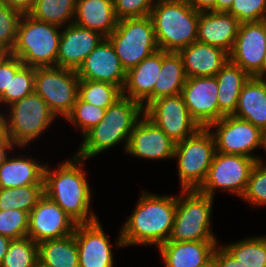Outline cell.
<instances>
[{"label": "cell", "mask_w": 266, "mask_h": 267, "mask_svg": "<svg viewBox=\"0 0 266 267\" xmlns=\"http://www.w3.org/2000/svg\"><path fill=\"white\" fill-rule=\"evenodd\" d=\"M38 261V243L27 236L11 240L0 267H35Z\"/></svg>", "instance_id": "35"}, {"label": "cell", "mask_w": 266, "mask_h": 267, "mask_svg": "<svg viewBox=\"0 0 266 267\" xmlns=\"http://www.w3.org/2000/svg\"><path fill=\"white\" fill-rule=\"evenodd\" d=\"M234 0H216V12H228Z\"/></svg>", "instance_id": "49"}, {"label": "cell", "mask_w": 266, "mask_h": 267, "mask_svg": "<svg viewBox=\"0 0 266 267\" xmlns=\"http://www.w3.org/2000/svg\"><path fill=\"white\" fill-rule=\"evenodd\" d=\"M188 2L199 12L216 11V0H188Z\"/></svg>", "instance_id": "47"}, {"label": "cell", "mask_w": 266, "mask_h": 267, "mask_svg": "<svg viewBox=\"0 0 266 267\" xmlns=\"http://www.w3.org/2000/svg\"><path fill=\"white\" fill-rule=\"evenodd\" d=\"M83 158L73 155L58 168L44 169V194L59 205L76 224L91 223L99 218L91 210L92 189L86 178Z\"/></svg>", "instance_id": "2"}, {"label": "cell", "mask_w": 266, "mask_h": 267, "mask_svg": "<svg viewBox=\"0 0 266 267\" xmlns=\"http://www.w3.org/2000/svg\"><path fill=\"white\" fill-rule=\"evenodd\" d=\"M8 111L4 115L5 132L18 149L43 135L57 118L35 92L10 105Z\"/></svg>", "instance_id": "8"}, {"label": "cell", "mask_w": 266, "mask_h": 267, "mask_svg": "<svg viewBox=\"0 0 266 267\" xmlns=\"http://www.w3.org/2000/svg\"><path fill=\"white\" fill-rule=\"evenodd\" d=\"M246 267H266V236H251L223 246Z\"/></svg>", "instance_id": "33"}, {"label": "cell", "mask_w": 266, "mask_h": 267, "mask_svg": "<svg viewBox=\"0 0 266 267\" xmlns=\"http://www.w3.org/2000/svg\"><path fill=\"white\" fill-rule=\"evenodd\" d=\"M8 55V53L0 51V62Z\"/></svg>", "instance_id": "53"}, {"label": "cell", "mask_w": 266, "mask_h": 267, "mask_svg": "<svg viewBox=\"0 0 266 267\" xmlns=\"http://www.w3.org/2000/svg\"><path fill=\"white\" fill-rule=\"evenodd\" d=\"M38 260L47 267H79L74 233L64 238L39 243Z\"/></svg>", "instance_id": "30"}, {"label": "cell", "mask_w": 266, "mask_h": 267, "mask_svg": "<svg viewBox=\"0 0 266 267\" xmlns=\"http://www.w3.org/2000/svg\"><path fill=\"white\" fill-rule=\"evenodd\" d=\"M29 213L23 210H0V235L10 239L27 237Z\"/></svg>", "instance_id": "39"}, {"label": "cell", "mask_w": 266, "mask_h": 267, "mask_svg": "<svg viewBox=\"0 0 266 267\" xmlns=\"http://www.w3.org/2000/svg\"><path fill=\"white\" fill-rule=\"evenodd\" d=\"M37 158L9 156L0 165V188H15L31 184H44L46 164H39Z\"/></svg>", "instance_id": "26"}, {"label": "cell", "mask_w": 266, "mask_h": 267, "mask_svg": "<svg viewBox=\"0 0 266 267\" xmlns=\"http://www.w3.org/2000/svg\"><path fill=\"white\" fill-rule=\"evenodd\" d=\"M216 152L215 140L207 127L175 144L181 190H198L204 183Z\"/></svg>", "instance_id": "7"}, {"label": "cell", "mask_w": 266, "mask_h": 267, "mask_svg": "<svg viewBox=\"0 0 266 267\" xmlns=\"http://www.w3.org/2000/svg\"><path fill=\"white\" fill-rule=\"evenodd\" d=\"M122 96L119 86L90 80L79 81L78 97L96 107L107 109Z\"/></svg>", "instance_id": "34"}, {"label": "cell", "mask_w": 266, "mask_h": 267, "mask_svg": "<svg viewBox=\"0 0 266 267\" xmlns=\"http://www.w3.org/2000/svg\"><path fill=\"white\" fill-rule=\"evenodd\" d=\"M157 0H114L118 20L150 16Z\"/></svg>", "instance_id": "42"}, {"label": "cell", "mask_w": 266, "mask_h": 267, "mask_svg": "<svg viewBox=\"0 0 266 267\" xmlns=\"http://www.w3.org/2000/svg\"><path fill=\"white\" fill-rule=\"evenodd\" d=\"M219 87V119L233 115L238 105L240 91L250 76L230 60L215 75Z\"/></svg>", "instance_id": "28"}, {"label": "cell", "mask_w": 266, "mask_h": 267, "mask_svg": "<svg viewBox=\"0 0 266 267\" xmlns=\"http://www.w3.org/2000/svg\"><path fill=\"white\" fill-rule=\"evenodd\" d=\"M79 267H114L112 244L99 219L77 224L74 231Z\"/></svg>", "instance_id": "19"}, {"label": "cell", "mask_w": 266, "mask_h": 267, "mask_svg": "<svg viewBox=\"0 0 266 267\" xmlns=\"http://www.w3.org/2000/svg\"><path fill=\"white\" fill-rule=\"evenodd\" d=\"M199 267H216V262L214 259V253H213V256L207 262L200 265Z\"/></svg>", "instance_id": "50"}, {"label": "cell", "mask_w": 266, "mask_h": 267, "mask_svg": "<svg viewBox=\"0 0 266 267\" xmlns=\"http://www.w3.org/2000/svg\"><path fill=\"white\" fill-rule=\"evenodd\" d=\"M218 93L215 76L187 78L181 95L190 116L200 127L219 120Z\"/></svg>", "instance_id": "16"}, {"label": "cell", "mask_w": 266, "mask_h": 267, "mask_svg": "<svg viewBox=\"0 0 266 267\" xmlns=\"http://www.w3.org/2000/svg\"><path fill=\"white\" fill-rule=\"evenodd\" d=\"M240 22L228 12H199L197 41L232 51Z\"/></svg>", "instance_id": "22"}, {"label": "cell", "mask_w": 266, "mask_h": 267, "mask_svg": "<svg viewBox=\"0 0 266 267\" xmlns=\"http://www.w3.org/2000/svg\"><path fill=\"white\" fill-rule=\"evenodd\" d=\"M79 77L75 70L60 67L36 68L34 92L57 117L66 118L78 97Z\"/></svg>", "instance_id": "10"}, {"label": "cell", "mask_w": 266, "mask_h": 267, "mask_svg": "<svg viewBox=\"0 0 266 267\" xmlns=\"http://www.w3.org/2000/svg\"><path fill=\"white\" fill-rule=\"evenodd\" d=\"M24 64L21 60L8 54L0 62V105H7L9 107V83L11 81V76H15L16 72Z\"/></svg>", "instance_id": "43"}, {"label": "cell", "mask_w": 266, "mask_h": 267, "mask_svg": "<svg viewBox=\"0 0 266 267\" xmlns=\"http://www.w3.org/2000/svg\"><path fill=\"white\" fill-rule=\"evenodd\" d=\"M76 226L73 219L44 194L29 213L27 236L39 244L69 236L74 233Z\"/></svg>", "instance_id": "15"}, {"label": "cell", "mask_w": 266, "mask_h": 267, "mask_svg": "<svg viewBox=\"0 0 266 267\" xmlns=\"http://www.w3.org/2000/svg\"><path fill=\"white\" fill-rule=\"evenodd\" d=\"M207 128L212 130L216 152L247 156L258 162L262 161L261 157L253 153L257 148L264 149V133L249 121L227 115Z\"/></svg>", "instance_id": "12"}, {"label": "cell", "mask_w": 266, "mask_h": 267, "mask_svg": "<svg viewBox=\"0 0 266 267\" xmlns=\"http://www.w3.org/2000/svg\"><path fill=\"white\" fill-rule=\"evenodd\" d=\"M105 112L106 109L91 105L77 97L76 103L65 120L71 122L76 129H80V134L83 136L103 120Z\"/></svg>", "instance_id": "36"}, {"label": "cell", "mask_w": 266, "mask_h": 267, "mask_svg": "<svg viewBox=\"0 0 266 267\" xmlns=\"http://www.w3.org/2000/svg\"><path fill=\"white\" fill-rule=\"evenodd\" d=\"M21 17L22 14L19 11L11 9L0 1V51L11 53Z\"/></svg>", "instance_id": "38"}, {"label": "cell", "mask_w": 266, "mask_h": 267, "mask_svg": "<svg viewBox=\"0 0 266 267\" xmlns=\"http://www.w3.org/2000/svg\"><path fill=\"white\" fill-rule=\"evenodd\" d=\"M135 209L117 238V248L155 245L169 240L176 211V196L142 191Z\"/></svg>", "instance_id": "1"}, {"label": "cell", "mask_w": 266, "mask_h": 267, "mask_svg": "<svg viewBox=\"0 0 266 267\" xmlns=\"http://www.w3.org/2000/svg\"><path fill=\"white\" fill-rule=\"evenodd\" d=\"M144 115L175 144L201 128L190 116L181 94L164 96L151 101L144 108Z\"/></svg>", "instance_id": "13"}, {"label": "cell", "mask_w": 266, "mask_h": 267, "mask_svg": "<svg viewBox=\"0 0 266 267\" xmlns=\"http://www.w3.org/2000/svg\"><path fill=\"white\" fill-rule=\"evenodd\" d=\"M186 80L181 56L175 52L162 51V68L154 85L152 101L164 96L181 94Z\"/></svg>", "instance_id": "29"}, {"label": "cell", "mask_w": 266, "mask_h": 267, "mask_svg": "<svg viewBox=\"0 0 266 267\" xmlns=\"http://www.w3.org/2000/svg\"><path fill=\"white\" fill-rule=\"evenodd\" d=\"M74 23L108 38L118 24L114 0H77Z\"/></svg>", "instance_id": "25"}, {"label": "cell", "mask_w": 266, "mask_h": 267, "mask_svg": "<svg viewBox=\"0 0 266 267\" xmlns=\"http://www.w3.org/2000/svg\"><path fill=\"white\" fill-rule=\"evenodd\" d=\"M218 243V241L167 240L158 247V250L165 267H199L213 256Z\"/></svg>", "instance_id": "24"}, {"label": "cell", "mask_w": 266, "mask_h": 267, "mask_svg": "<svg viewBox=\"0 0 266 267\" xmlns=\"http://www.w3.org/2000/svg\"><path fill=\"white\" fill-rule=\"evenodd\" d=\"M35 267H47V266L41 264V263L38 261Z\"/></svg>", "instance_id": "55"}, {"label": "cell", "mask_w": 266, "mask_h": 267, "mask_svg": "<svg viewBox=\"0 0 266 267\" xmlns=\"http://www.w3.org/2000/svg\"><path fill=\"white\" fill-rule=\"evenodd\" d=\"M143 115L140 103L122 96L106 109L103 120L82 136L83 142L74 154L87 160L121 142L126 151L131 132Z\"/></svg>", "instance_id": "3"}, {"label": "cell", "mask_w": 266, "mask_h": 267, "mask_svg": "<svg viewBox=\"0 0 266 267\" xmlns=\"http://www.w3.org/2000/svg\"><path fill=\"white\" fill-rule=\"evenodd\" d=\"M257 162L247 156L215 152L207 177L198 191L215 198V191L221 189L242 197Z\"/></svg>", "instance_id": "11"}, {"label": "cell", "mask_w": 266, "mask_h": 267, "mask_svg": "<svg viewBox=\"0 0 266 267\" xmlns=\"http://www.w3.org/2000/svg\"><path fill=\"white\" fill-rule=\"evenodd\" d=\"M80 80L106 82L123 89L126 71L108 38H104L76 71Z\"/></svg>", "instance_id": "18"}, {"label": "cell", "mask_w": 266, "mask_h": 267, "mask_svg": "<svg viewBox=\"0 0 266 267\" xmlns=\"http://www.w3.org/2000/svg\"><path fill=\"white\" fill-rule=\"evenodd\" d=\"M266 78V53L263 59V65H262V79Z\"/></svg>", "instance_id": "52"}, {"label": "cell", "mask_w": 266, "mask_h": 267, "mask_svg": "<svg viewBox=\"0 0 266 267\" xmlns=\"http://www.w3.org/2000/svg\"><path fill=\"white\" fill-rule=\"evenodd\" d=\"M178 54L181 56L187 78L215 76L229 61L224 49L196 41Z\"/></svg>", "instance_id": "23"}, {"label": "cell", "mask_w": 266, "mask_h": 267, "mask_svg": "<svg viewBox=\"0 0 266 267\" xmlns=\"http://www.w3.org/2000/svg\"><path fill=\"white\" fill-rule=\"evenodd\" d=\"M16 147L15 143L4 132L0 136V165L9 157L8 153Z\"/></svg>", "instance_id": "46"}, {"label": "cell", "mask_w": 266, "mask_h": 267, "mask_svg": "<svg viewBox=\"0 0 266 267\" xmlns=\"http://www.w3.org/2000/svg\"><path fill=\"white\" fill-rule=\"evenodd\" d=\"M241 199L252 207L266 206V162L255 164Z\"/></svg>", "instance_id": "37"}, {"label": "cell", "mask_w": 266, "mask_h": 267, "mask_svg": "<svg viewBox=\"0 0 266 267\" xmlns=\"http://www.w3.org/2000/svg\"><path fill=\"white\" fill-rule=\"evenodd\" d=\"M60 26L22 14L11 55L33 68L56 67Z\"/></svg>", "instance_id": "5"}, {"label": "cell", "mask_w": 266, "mask_h": 267, "mask_svg": "<svg viewBox=\"0 0 266 267\" xmlns=\"http://www.w3.org/2000/svg\"><path fill=\"white\" fill-rule=\"evenodd\" d=\"M266 53V20L241 23L229 60L241 67L250 77L262 79Z\"/></svg>", "instance_id": "14"}, {"label": "cell", "mask_w": 266, "mask_h": 267, "mask_svg": "<svg viewBox=\"0 0 266 267\" xmlns=\"http://www.w3.org/2000/svg\"><path fill=\"white\" fill-rule=\"evenodd\" d=\"M11 9L19 11L21 14H29L34 7L35 0H0Z\"/></svg>", "instance_id": "45"}, {"label": "cell", "mask_w": 266, "mask_h": 267, "mask_svg": "<svg viewBox=\"0 0 266 267\" xmlns=\"http://www.w3.org/2000/svg\"><path fill=\"white\" fill-rule=\"evenodd\" d=\"M170 241H217L211 229L214 198L198 190H180Z\"/></svg>", "instance_id": "6"}, {"label": "cell", "mask_w": 266, "mask_h": 267, "mask_svg": "<svg viewBox=\"0 0 266 267\" xmlns=\"http://www.w3.org/2000/svg\"><path fill=\"white\" fill-rule=\"evenodd\" d=\"M240 23L266 20V0H234L228 11Z\"/></svg>", "instance_id": "41"}, {"label": "cell", "mask_w": 266, "mask_h": 267, "mask_svg": "<svg viewBox=\"0 0 266 267\" xmlns=\"http://www.w3.org/2000/svg\"><path fill=\"white\" fill-rule=\"evenodd\" d=\"M108 39L126 72L159 50L150 16L118 20Z\"/></svg>", "instance_id": "9"}, {"label": "cell", "mask_w": 266, "mask_h": 267, "mask_svg": "<svg viewBox=\"0 0 266 267\" xmlns=\"http://www.w3.org/2000/svg\"><path fill=\"white\" fill-rule=\"evenodd\" d=\"M105 37L75 23L61 29L56 67L77 71L84 59Z\"/></svg>", "instance_id": "20"}, {"label": "cell", "mask_w": 266, "mask_h": 267, "mask_svg": "<svg viewBox=\"0 0 266 267\" xmlns=\"http://www.w3.org/2000/svg\"><path fill=\"white\" fill-rule=\"evenodd\" d=\"M11 240L12 239H10L6 236L0 235V265L3 261V258L5 257V254H6L8 247L11 243Z\"/></svg>", "instance_id": "48"}, {"label": "cell", "mask_w": 266, "mask_h": 267, "mask_svg": "<svg viewBox=\"0 0 266 267\" xmlns=\"http://www.w3.org/2000/svg\"><path fill=\"white\" fill-rule=\"evenodd\" d=\"M77 0H35L33 18L46 23L64 27L74 23Z\"/></svg>", "instance_id": "31"}, {"label": "cell", "mask_w": 266, "mask_h": 267, "mask_svg": "<svg viewBox=\"0 0 266 267\" xmlns=\"http://www.w3.org/2000/svg\"><path fill=\"white\" fill-rule=\"evenodd\" d=\"M4 112L0 111V136L5 132V123H4Z\"/></svg>", "instance_id": "51"}, {"label": "cell", "mask_w": 266, "mask_h": 267, "mask_svg": "<svg viewBox=\"0 0 266 267\" xmlns=\"http://www.w3.org/2000/svg\"><path fill=\"white\" fill-rule=\"evenodd\" d=\"M161 68L162 50H158L126 72L123 96L133 99L145 108L152 101V92Z\"/></svg>", "instance_id": "21"}, {"label": "cell", "mask_w": 266, "mask_h": 267, "mask_svg": "<svg viewBox=\"0 0 266 267\" xmlns=\"http://www.w3.org/2000/svg\"><path fill=\"white\" fill-rule=\"evenodd\" d=\"M44 195V184L0 188V210L17 209L30 213Z\"/></svg>", "instance_id": "32"}, {"label": "cell", "mask_w": 266, "mask_h": 267, "mask_svg": "<svg viewBox=\"0 0 266 267\" xmlns=\"http://www.w3.org/2000/svg\"><path fill=\"white\" fill-rule=\"evenodd\" d=\"M264 150L266 152V130L264 131Z\"/></svg>", "instance_id": "54"}, {"label": "cell", "mask_w": 266, "mask_h": 267, "mask_svg": "<svg viewBox=\"0 0 266 267\" xmlns=\"http://www.w3.org/2000/svg\"><path fill=\"white\" fill-rule=\"evenodd\" d=\"M150 18L159 50L178 53L197 41L199 11L188 0H157Z\"/></svg>", "instance_id": "4"}, {"label": "cell", "mask_w": 266, "mask_h": 267, "mask_svg": "<svg viewBox=\"0 0 266 267\" xmlns=\"http://www.w3.org/2000/svg\"><path fill=\"white\" fill-rule=\"evenodd\" d=\"M175 143L145 115L129 137L126 154L146 160L174 159Z\"/></svg>", "instance_id": "17"}, {"label": "cell", "mask_w": 266, "mask_h": 267, "mask_svg": "<svg viewBox=\"0 0 266 267\" xmlns=\"http://www.w3.org/2000/svg\"><path fill=\"white\" fill-rule=\"evenodd\" d=\"M214 259L216 267H246L238 259L234 258L223 246L219 243L214 250Z\"/></svg>", "instance_id": "44"}, {"label": "cell", "mask_w": 266, "mask_h": 267, "mask_svg": "<svg viewBox=\"0 0 266 267\" xmlns=\"http://www.w3.org/2000/svg\"><path fill=\"white\" fill-rule=\"evenodd\" d=\"M233 116L249 121L264 133L266 130V84L262 79L250 77L243 85Z\"/></svg>", "instance_id": "27"}, {"label": "cell", "mask_w": 266, "mask_h": 267, "mask_svg": "<svg viewBox=\"0 0 266 267\" xmlns=\"http://www.w3.org/2000/svg\"><path fill=\"white\" fill-rule=\"evenodd\" d=\"M36 68L23 65L11 76L9 83V106L34 92Z\"/></svg>", "instance_id": "40"}]
</instances>
